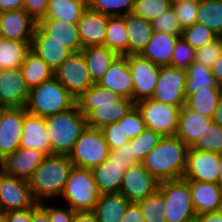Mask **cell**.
I'll return each mask as SVG.
<instances>
[{
	"label": "cell",
	"instance_id": "49",
	"mask_svg": "<svg viewBox=\"0 0 222 222\" xmlns=\"http://www.w3.org/2000/svg\"><path fill=\"white\" fill-rule=\"evenodd\" d=\"M151 24L154 31L169 33L174 36H181L182 34L181 25L172 7L151 21Z\"/></svg>",
	"mask_w": 222,
	"mask_h": 222
},
{
	"label": "cell",
	"instance_id": "9",
	"mask_svg": "<svg viewBox=\"0 0 222 222\" xmlns=\"http://www.w3.org/2000/svg\"><path fill=\"white\" fill-rule=\"evenodd\" d=\"M54 77L75 99L94 84L82 51L73 52L54 71Z\"/></svg>",
	"mask_w": 222,
	"mask_h": 222
},
{
	"label": "cell",
	"instance_id": "41",
	"mask_svg": "<svg viewBox=\"0 0 222 222\" xmlns=\"http://www.w3.org/2000/svg\"><path fill=\"white\" fill-rule=\"evenodd\" d=\"M135 0H87V6L108 16H124L132 13Z\"/></svg>",
	"mask_w": 222,
	"mask_h": 222
},
{
	"label": "cell",
	"instance_id": "59",
	"mask_svg": "<svg viewBox=\"0 0 222 222\" xmlns=\"http://www.w3.org/2000/svg\"><path fill=\"white\" fill-rule=\"evenodd\" d=\"M32 222H50L48 212L40 204L32 210Z\"/></svg>",
	"mask_w": 222,
	"mask_h": 222
},
{
	"label": "cell",
	"instance_id": "40",
	"mask_svg": "<svg viewBox=\"0 0 222 222\" xmlns=\"http://www.w3.org/2000/svg\"><path fill=\"white\" fill-rule=\"evenodd\" d=\"M137 204L141 208L144 222H167L164 197L158 189Z\"/></svg>",
	"mask_w": 222,
	"mask_h": 222
},
{
	"label": "cell",
	"instance_id": "10",
	"mask_svg": "<svg viewBox=\"0 0 222 222\" xmlns=\"http://www.w3.org/2000/svg\"><path fill=\"white\" fill-rule=\"evenodd\" d=\"M185 84V69L161 66L151 99L182 108L186 102Z\"/></svg>",
	"mask_w": 222,
	"mask_h": 222
},
{
	"label": "cell",
	"instance_id": "63",
	"mask_svg": "<svg viewBox=\"0 0 222 222\" xmlns=\"http://www.w3.org/2000/svg\"><path fill=\"white\" fill-rule=\"evenodd\" d=\"M218 184L222 187V154L219 157V165H218Z\"/></svg>",
	"mask_w": 222,
	"mask_h": 222
},
{
	"label": "cell",
	"instance_id": "37",
	"mask_svg": "<svg viewBox=\"0 0 222 222\" xmlns=\"http://www.w3.org/2000/svg\"><path fill=\"white\" fill-rule=\"evenodd\" d=\"M221 93L222 88L220 87L200 89L186 97L185 106L192 111L212 118Z\"/></svg>",
	"mask_w": 222,
	"mask_h": 222
},
{
	"label": "cell",
	"instance_id": "29",
	"mask_svg": "<svg viewBox=\"0 0 222 222\" xmlns=\"http://www.w3.org/2000/svg\"><path fill=\"white\" fill-rule=\"evenodd\" d=\"M130 204L120 192L100 194L93 212L98 222H120Z\"/></svg>",
	"mask_w": 222,
	"mask_h": 222
},
{
	"label": "cell",
	"instance_id": "55",
	"mask_svg": "<svg viewBox=\"0 0 222 222\" xmlns=\"http://www.w3.org/2000/svg\"><path fill=\"white\" fill-rule=\"evenodd\" d=\"M36 202L32 207L21 209V210H12L9 212H4L2 215L7 222H32V210L38 205Z\"/></svg>",
	"mask_w": 222,
	"mask_h": 222
},
{
	"label": "cell",
	"instance_id": "39",
	"mask_svg": "<svg viewBox=\"0 0 222 222\" xmlns=\"http://www.w3.org/2000/svg\"><path fill=\"white\" fill-rule=\"evenodd\" d=\"M196 22L222 37V0L199 1Z\"/></svg>",
	"mask_w": 222,
	"mask_h": 222
},
{
	"label": "cell",
	"instance_id": "61",
	"mask_svg": "<svg viewBox=\"0 0 222 222\" xmlns=\"http://www.w3.org/2000/svg\"><path fill=\"white\" fill-rule=\"evenodd\" d=\"M211 70L215 77L217 85L222 88V55L213 64Z\"/></svg>",
	"mask_w": 222,
	"mask_h": 222
},
{
	"label": "cell",
	"instance_id": "52",
	"mask_svg": "<svg viewBox=\"0 0 222 222\" xmlns=\"http://www.w3.org/2000/svg\"><path fill=\"white\" fill-rule=\"evenodd\" d=\"M52 203L55 202H51L49 203V201H43L40 202L39 204L48 212L49 215V220L50 222H72L74 215H75V211H73L70 207L65 206L62 208L61 206H55L52 205Z\"/></svg>",
	"mask_w": 222,
	"mask_h": 222
},
{
	"label": "cell",
	"instance_id": "56",
	"mask_svg": "<svg viewBox=\"0 0 222 222\" xmlns=\"http://www.w3.org/2000/svg\"><path fill=\"white\" fill-rule=\"evenodd\" d=\"M120 222H144L140 206L137 203H131Z\"/></svg>",
	"mask_w": 222,
	"mask_h": 222
},
{
	"label": "cell",
	"instance_id": "16",
	"mask_svg": "<svg viewBox=\"0 0 222 222\" xmlns=\"http://www.w3.org/2000/svg\"><path fill=\"white\" fill-rule=\"evenodd\" d=\"M29 91L21 68L0 70V106L26 107Z\"/></svg>",
	"mask_w": 222,
	"mask_h": 222
},
{
	"label": "cell",
	"instance_id": "54",
	"mask_svg": "<svg viewBox=\"0 0 222 222\" xmlns=\"http://www.w3.org/2000/svg\"><path fill=\"white\" fill-rule=\"evenodd\" d=\"M108 159H122L130 160L133 165L139 164L140 162L134 157L132 150V143L123 144L121 147L110 150Z\"/></svg>",
	"mask_w": 222,
	"mask_h": 222
},
{
	"label": "cell",
	"instance_id": "57",
	"mask_svg": "<svg viewBox=\"0 0 222 222\" xmlns=\"http://www.w3.org/2000/svg\"><path fill=\"white\" fill-rule=\"evenodd\" d=\"M23 7L24 0H0V13L11 10H21Z\"/></svg>",
	"mask_w": 222,
	"mask_h": 222
},
{
	"label": "cell",
	"instance_id": "26",
	"mask_svg": "<svg viewBox=\"0 0 222 222\" xmlns=\"http://www.w3.org/2000/svg\"><path fill=\"white\" fill-rule=\"evenodd\" d=\"M37 25L48 35L51 40L62 43L72 52L81 51V41L77 24H70L58 19H40Z\"/></svg>",
	"mask_w": 222,
	"mask_h": 222
},
{
	"label": "cell",
	"instance_id": "2",
	"mask_svg": "<svg viewBox=\"0 0 222 222\" xmlns=\"http://www.w3.org/2000/svg\"><path fill=\"white\" fill-rule=\"evenodd\" d=\"M73 167L68 155L46 156L29 180L31 194L38 203L57 201Z\"/></svg>",
	"mask_w": 222,
	"mask_h": 222
},
{
	"label": "cell",
	"instance_id": "64",
	"mask_svg": "<svg viewBox=\"0 0 222 222\" xmlns=\"http://www.w3.org/2000/svg\"><path fill=\"white\" fill-rule=\"evenodd\" d=\"M168 1H169V3H170L171 5H173V4H175V3L182 2V1H184V0H168Z\"/></svg>",
	"mask_w": 222,
	"mask_h": 222
},
{
	"label": "cell",
	"instance_id": "13",
	"mask_svg": "<svg viewBox=\"0 0 222 222\" xmlns=\"http://www.w3.org/2000/svg\"><path fill=\"white\" fill-rule=\"evenodd\" d=\"M158 186L159 181L139 163L125 171L119 192L131 203H137L154 193Z\"/></svg>",
	"mask_w": 222,
	"mask_h": 222
},
{
	"label": "cell",
	"instance_id": "46",
	"mask_svg": "<svg viewBox=\"0 0 222 222\" xmlns=\"http://www.w3.org/2000/svg\"><path fill=\"white\" fill-rule=\"evenodd\" d=\"M198 0H184L172 5L182 30L192 26L198 16Z\"/></svg>",
	"mask_w": 222,
	"mask_h": 222
},
{
	"label": "cell",
	"instance_id": "17",
	"mask_svg": "<svg viewBox=\"0 0 222 222\" xmlns=\"http://www.w3.org/2000/svg\"><path fill=\"white\" fill-rule=\"evenodd\" d=\"M45 157L46 155L41 151L19 147L2 159L0 170L16 178L29 181Z\"/></svg>",
	"mask_w": 222,
	"mask_h": 222
},
{
	"label": "cell",
	"instance_id": "14",
	"mask_svg": "<svg viewBox=\"0 0 222 222\" xmlns=\"http://www.w3.org/2000/svg\"><path fill=\"white\" fill-rule=\"evenodd\" d=\"M25 107H7L0 116V157L3 159L8 154L20 147Z\"/></svg>",
	"mask_w": 222,
	"mask_h": 222
},
{
	"label": "cell",
	"instance_id": "4",
	"mask_svg": "<svg viewBox=\"0 0 222 222\" xmlns=\"http://www.w3.org/2000/svg\"><path fill=\"white\" fill-rule=\"evenodd\" d=\"M76 99L55 78L42 82L29 91L26 111L41 117H48L69 110Z\"/></svg>",
	"mask_w": 222,
	"mask_h": 222
},
{
	"label": "cell",
	"instance_id": "1",
	"mask_svg": "<svg viewBox=\"0 0 222 222\" xmlns=\"http://www.w3.org/2000/svg\"><path fill=\"white\" fill-rule=\"evenodd\" d=\"M189 147L178 137L163 136L140 162L159 182L182 179Z\"/></svg>",
	"mask_w": 222,
	"mask_h": 222
},
{
	"label": "cell",
	"instance_id": "58",
	"mask_svg": "<svg viewBox=\"0 0 222 222\" xmlns=\"http://www.w3.org/2000/svg\"><path fill=\"white\" fill-rule=\"evenodd\" d=\"M195 222H222V210L198 215Z\"/></svg>",
	"mask_w": 222,
	"mask_h": 222
},
{
	"label": "cell",
	"instance_id": "60",
	"mask_svg": "<svg viewBox=\"0 0 222 222\" xmlns=\"http://www.w3.org/2000/svg\"><path fill=\"white\" fill-rule=\"evenodd\" d=\"M72 222H98L93 211H76Z\"/></svg>",
	"mask_w": 222,
	"mask_h": 222
},
{
	"label": "cell",
	"instance_id": "35",
	"mask_svg": "<svg viewBox=\"0 0 222 222\" xmlns=\"http://www.w3.org/2000/svg\"><path fill=\"white\" fill-rule=\"evenodd\" d=\"M104 46L118 56H128V34L124 16H108Z\"/></svg>",
	"mask_w": 222,
	"mask_h": 222
},
{
	"label": "cell",
	"instance_id": "20",
	"mask_svg": "<svg viewBox=\"0 0 222 222\" xmlns=\"http://www.w3.org/2000/svg\"><path fill=\"white\" fill-rule=\"evenodd\" d=\"M31 51L39 56L54 72L73 52L62 43L50 39L36 25L31 41Z\"/></svg>",
	"mask_w": 222,
	"mask_h": 222
},
{
	"label": "cell",
	"instance_id": "34",
	"mask_svg": "<svg viewBox=\"0 0 222 222\" xmlns=\"http://www.w3.org/2000/svg\"><path fill=\"white\" fill-rule=\"evenodd\" d=\"M123 97L99 84H93L79 98L76 99L80 111L87 117L94 109L95 105H105L118 102Z\"/></svg>",
	"mask_w": 222,
	"mask_h": 222
},
{
	"label": "cell",
	"instance_id": "5",
	"mask_svg": "<svg viewBox=\"0 0 222 222\" xmlns=\"http://www.w3.org/2000/svg\"><path fill=\"white\" fill-rule=\"evenodd\" d=\"M100 192L91 169L73 166L58 200L66 201L73 211H93Z\"/></svg>",
	"mask_w": 222,
	"mask_h": 222
},
{
	"label": "cell",
	"instance_id": "7",
	"mask_svg": "<svg viewBox=\"0 0 222 222\" xmlns=\"http://www.w3.org/2000/svg\"><path fill=\"white\" fill-rule=\"evenodd\" d=\"M109 151L101 129L87 126L68 156L73 166L93 169L108 158Z\"/></svg>",
	"mask_w": 222,
	"mask_h": 222
},
{
	"label": "cell",
	"instance_id": "33",
	"mask_svg": "<svg viewBox=\"0 0 222 222\" xmlns=\"http://www.w3.org/2000/svg\"><path fill=\"white\" fill-rule=\"evenodd\" d=\"M31 51V42L0 38V70L20 68Z\"/></svg>",
	"mask_w": 222,
	"mask_h": 222
},
{
	"label": "cell",
	"instance_id": "50",
	"mask_svg": "<svg viewBox=\"0 0 222 222\" xmlns=\"http://www.w3.org/2000/svg\"><path fill=\"white\" fill-rule=\"evenodd\" d=\"M118 122H123V130L130 140L146 129L142 115L135 105Z\"/></svg>",
	"mask_w": 222,
	"mask_h": 222
},
{
	"label": "cell",
	"instance_id": "6",
	"mask_svg": "<svg viewBox=\"0 0 222 222\" xmlns=\"http://www.w3.org/2000/svg\"><path fill=\"white\" fill-rule=\"evenodd\" d=\"M158 190L164 197L167 222H195L197 215L186 180L182 178L159 182Z\"/></svg>",
	"mask_w": 222,
	"mask_h": 222
},
{
	"label": "cell",
	"instance_id": "21",
	"mask_svg": "<svg viewBox=\"0 0 222 222\" xmlns=\"http://www.w3.org/2000/svg\"><path fill=\"white\" fill-rule=\"evenodd\" d=\"M108 15L91 10L87 7L77 23V30L82 48L104 45Z\"/></svg>",
	"mask_w": 222,
	"mask_h": 222
},
{
	"label": "cell",
	"instance_id": "12",
	"mask_svg": "<svg viewBox=\"0 0 222 222\" xmlns=\"http://www.w3.org/2000/svg\"><path fill=\"white\" fill-rule=\"evenodd\" d=\"M34 200L29 181L16 178L0 170V213L32 207Z\"/></svg>",
	"mask_w": 222,
	"mask_h": 222
},
{
	"label": "cell",
	"instance_id": "66",
	"mask_svg": "<svg viewBox=\"0 0 222 222\" xmlns=\"http://www.w3.org/2000/svg\"><path fill=\"white\" fill-rule=\"evenodd\" d=\"M0 222H7L2 214L0 215Z\"/></svg>",
	"mask_w": 222,
	"mask_h": 222
},
{
	"label": "cell",
	"instance_id": "51",
	"mask_svg": "<svg viewBox=\"0 0 222 222\" xmlns=\"http://www.w3.org/2000/svg\"><path fill=\"white\" fill-rule=\"evenodd\" d=\"M101 131L110 150L117 149L123 144L130 142V139L123 130V122L107 124L101 128Z\"/></svg>",
	"mask_w": 222,
	"mask_h": 222
},
{
	"label": "cell",
	"instance_id": "36",
	"mask_svg": "<svg viewBox=\"0 0 222 222\" xmlns=\"http://www.w3.org/2000/svg\"><path fill=\"white\" fill-rule=\"evenodd\" d=\"M29 89L54 77L52 69L34 52L30 51L20 67Z\"/></svg>",
	"mask_w": 222,
	"mask_h": 222
},
{
	"label": "cell",
	"instance_id": "24",
	"mask_svg": "<svg viewBox=\"0 0 222 222\" xmlns=\"http://www.w3.org/2000/svg\"><path fill=\"white\" fill-rule=\"evenodd\" d=\"M98 84L133 101V79L127 56H117Z\"/></svg>",
	"mask_w": 222,
	"mask_h": 222
},
{
	"label": "cell",
	"instance_id": "11",
	"mask_svg": "<svg viewBox=\"0 0 222 222\" xmlns=\"http://www.w3.org/2000/svg\"><path fill=\"white\" fill-rule=\"evenodd\" d=\"M127 63L133 79V102L151 98L161 66L141 55H128Z\"/></svg>",
	"mask_w": 222,
	"mask_h": 222
},
{
	"label": "cell",
	"instance_id": "27",
	"mask_svg": "<svg viewBox=\"0 0 222 222\" xmlns=\"http://www.w3.org/2000/svg\"><path fill=\"white\" fill-rule=\"evenodd\" d=\"M169 33L153 31L150 42L140 54L159 66H171L177 38Z\"/></svg>",
	"mask_w": 222,
	"mask_h": 222
},
{
	"label": "cell",
	"instance_id": "28",
	"mask_svg": "<svg viewBox=\"0 0 222 222\" xmlns=\"http://www.w3.org/2000/svg\"><path fill=\"white\" fill-rule=\"evenodd\" d=\"M124 18L128 34V55H140L152 37V24L132 13L124 15Z\"/></svg>",
	"mask_w": 222,
	"mask_h": 222
},
{
	"label": "cell",
	"instance_id": "45",
	"mask_svg": "<svg viewBox=\"0 0 222 222\" xmlns=\"http://www.w3.org/2000/svg\"><path fill=\"white\" fill-rule=\"evenodd\" d=\"M181 37L196 50L216 39L218 36L209 28L195 22L192 26L182 30Z\"/></svg>",
	"mask_w": 222,
	"mask_h": 222
},
{
	"label": "cell",
	"instance_id": "30",
	"mask_svg": "<svg viewBox=\"0 0 222 222\" xmlns=\"http://www.w3.org/2000/svg\"><path fill=\"white\" fill-rule=\"evenodd\" d=\"M135 105L128 98L105 105H95V109L86 117L87 126L101 129L103 126L118 122Z\"/></svg>",
	"mask_w": 222,
	"mask_h": 222
},
{
	"label": "cell",
	"instance_id": "32",
	"mask_svg": "<svg viewBox=\"0 0 222 222\" xmlns=\"http://www.w3.org/2000/svg\"><path fill=\"white\" fill-rule=\"evenodd\" d=\"M87 7V0H49L42 19H58L70 24H77Z\"/></svg>",
	"mask_w": 222,
	"mask_h": 222
},
{
	"label": "cell",
	"instance_id": "31",
	"mask_svg": "<svg viewBox=\"0 0 222 222\" xmlns=\"http://www.w3.org/2000/svg\"><path fill=\"white\" fill-rule=\"evenodd\" d=\"M85 57L90 77L94 84H98L108 71L111 63L118 56L104 45L88 46L81 50Z\"/></svg>",
	"mask_w": 222,
	"mask_h": 222
},
{
	"label": "cell",
	"instance_id": "8",
	"mask_svg": "<svg viewBox=\"0 0 222 222\" xmlns=\"http://www.w3.org/2000/svg\"><path fill=\"white\" fill-rule=\"evenodd\" d=\"M135 106L140 111L146 128L152 129L162 136L176 134L181 108L151 98L138 101Z\"/></svg>",
	"mask_w": 222,
	"mask_h": 222
},
{
	"label": "cell",
	"instance_id": "47",
	"mask_svg": "<svg viewBox=\"0 0 222 222\" xmlns=\"http://www.w3.org/2000/svg\"><path fill=\"white\" fill-rule=\"evenodd\" d=\"M195 61V49L192 48L181 36L177 38L171 67L187 69Z\"/></svg>",
	"mask_w": 222,
	"mask_h": 222
},
{
	"label": "cell",
	"instance_id": "23",
	"mask_svg": "<svg viewBox=\"0 0 222 222\" xmlns=\"http://www.w3.org/2000/svg\"><path fill=\"white\" fill-rule=\"evenodd\" d=\"M3 38L31 42L37 22L24 10L0 13Z\"/></svg>",
	"mask_w": 222,
	"mask_h": 222
},
{
	"label": "cell",
	"instance_id": "42",
	"mask_svg": "<svg viewBox=\"0 0 222 222\" xmlns=\"http://www.w3.org/2000/svg\"><path fill=\"white\" fill-rule=\"evenodd\" d=\"M190 148L222 154V127L211 121L201 136Z\"/></svg>",
	"mask_w": 222,
	"mask_h": 222
},
{
	"label": "cell",
	"instance_id": "44",
	"mask_svg": "<svg viewBox=\"0 0 222 222\" xmlns=\"http://www.w3.org/2000/svg\"><path fill=\"white\" fill-rule=\"evenodd\" d=\"M162 135L152 129L146 128L136 138L130 140L134 157L141 162L144 157L158 144Z\"/></svg>",
	"mask_w": 222,
	"mask_h": 222
},
{
	"label": "cell",
	"instance_id": "48",
	"mask_svg": "<svg viewBox=\"0 0 222 222\" xmlns=\"http://www.w3.org/2000/svg\"><path fill=\"white\" fill-rule=\"evenodd\" d=\"M222 55V37H217L201 48L195 50V62L212 68L213 64Z\"/></svg>",
	"mask_w": 222,
	"mask_h": 222
},
{
	"label": "cell",
	"instance_id": "53",
	"mask_svg": "<svg viewBox=\"0 0 222 222\" xmlns=\"http://www.w3.org/2000/svg\"><path fill=\"white\" fill-rule=\"evenodd\" d=\"M49 0H24L23 9L36 21L42 19L46 13Z\"/></svg>",
	"mask_w": 222,
	"mask_h": 222
},
{
	"label": "cell",
	"instance_id": "3",
	"mask_svg": "<svg viewBox=\"0 0 222 222\" xmlns=\"http://www.w3.org/2000/svg\"><path fill=\"white\" fill-rule=\"evenodd\" d=\"M47 133L54 154L68 155L82 131L87 127L86 116L77 104L67 111L45 118Z\"/></svg>",
	"mask_w": 222,
	"mask_h": 222
},
{
	"label": "cell",
	"instance_id": "22",
	"mask_svg": "<svg viewBox=\"0 0 222 222\" xmlns=\"http://www.w3.org/2000/svg\"><path fill=\"white\" fill-rule=\"evenodd\" d=\"M196 215L222 210V187L218 183L186 180Z\"/></svg>",
	"mask_w": 222,
	"mask_h": 222
},
{
	"label": "cell",
	"instance_id": "18",
	"mask_svg": "<svg viewBox=\"0 0 222 222\" xmlns=\"http://www.w3.org/2000/svg\"><path fill=\"white\" fill-rule=\"evenodd\" d=\"M132 165L130 160L107 158L91 169L100 194L119 192L125 171Z\"/></svg>",
	"mask_w": 222,
	"mask_h": 222
},
{
	"label": "cell",
	"instance_id": "19",
	"mask_svg": "<svg viewBox=\"0 0 222 222\" xmlns=\"http://www.w3.org/2000/svg\"><path fill=\"white\" fill-rule=\"evenodd\" d=\"M20 147L41 151L46 156L55 155L51 148L44 117L29 112L24 114Z\"/></svg>",
	"mask_w": 222,
	"mask_h": 222
},
{
	"label": "cell",
	"instance_id": "25",
	"mask_svg": "<svg viewBox=\"0 0 222 222\" xmlns=\"http://www.w3.org/2000/svg\"><path fill=\"white\" fill-rule=\"evenodd\" d=\"M212 118L192 111L186 106L180 109L178 127L175 136L191 147L206 131Z\"/></svg>",
	"mask_w": 222,
	"mask_h": 222
},
{
	"label": "cell",
	"instance_id": "15",
	"mask_svg": "<svg viewBox=\"0 0 222 222\" xmlns=\"http://www.w3.org/2000/svg\"><path fill=\"white\" fill-rule=\"evenodd\" d=\"M220 154L188 149L184 180L218 183Z\"/></svg>",
	"mask_w": 222,
	"mask_h": 222
},
{
	"label": "cell",
	"instance_id": "67",
	"mask_svg": "<svg viewBox=\"0 0 222 222\" xmlns=\"http://www.w3.org/2000/svg\"><path fill=\"white\" fill-rule=\"evenodd\" d=\"M4 108H5V107L0 106V116H1L2 110H3Z\"/></svg>",
	"mask_w": 222,
	"mask_h": 222
},
{
	"label": "cell",
	"instance_id": "38",
	"mask_svg": "<svg viewBox=\"0 0 222 222\" xmlns=\"http://www.w3.org/2000/svg\"><path fill=\"white\" fill-rule=\"evenodd\" d=\"M206 87L219 86L216 83L211 68L194 61L186 69L185 95L187 97L200 89H205Z\"/></svg>",
	"mask_w": 222,
	"mask_h": 222
},
{
	"label": "cell",
	"instance_id": "43",
	"mask_svg": "<svg viewBox=\"0 0 222 222\" xmlns=\"http://www.w3.org/2000/svg\"><path fill=\"white\" fill-rule=\"evenodd\" d=\"M171 7L168 0H135L132 14L151 22Z\"/></svg>",
	"mask_w": 222,
	"mask_h": 222
},
{
	"label": "cell",
	"instance_id": "62",
	"mask_svg": "<svg viewBox=\"0 0 222 222\" xmlns=\"http://www.w3.org/2000/svg\"><path fill=\"white\" fill-rule=\"evenodd\" d=\"M212 121L222 127V93L220 94V97L218 99Z\"/></svg>",
	"mask_w": 222,
	"mask_h": 222
},
{
	"label": "cell",
	"instance_id": "65",
	"mask_svg": "<svg viewBox=\"0 0 222 222\" xmlns=\"http://www.w3.org/2000/svg\"><path fill=\"white\" fill-rule=\"evenodd\" d=\"M0 38H3V32H2V27H1V19H0Z\"/></svg>",
	"mask_w": 222,
	"mask_h": 222
}]
</instances>
